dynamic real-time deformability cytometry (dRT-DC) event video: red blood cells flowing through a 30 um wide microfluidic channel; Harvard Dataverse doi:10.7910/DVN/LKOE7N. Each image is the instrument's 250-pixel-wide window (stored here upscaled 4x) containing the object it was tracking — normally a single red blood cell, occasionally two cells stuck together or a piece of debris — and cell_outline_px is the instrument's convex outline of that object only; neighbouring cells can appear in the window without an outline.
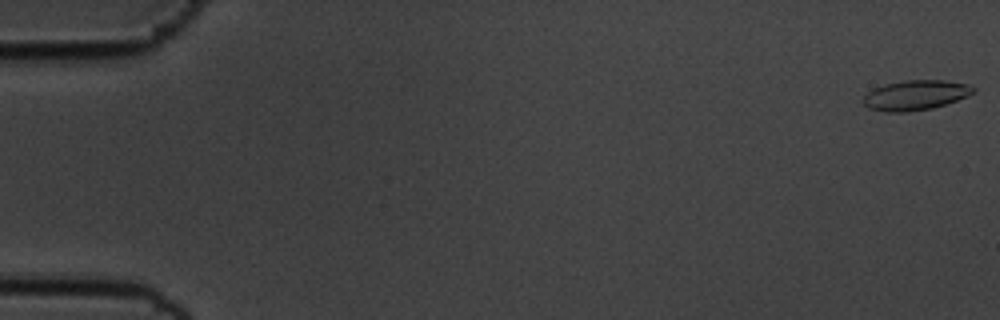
{"species": "common noctule bat (a hibernating species)", "species_latin": "Nyctalus noctula", "temperature_condition": "cold", "stored_images_in_passage": 57, "camera_frame_rate_fps": 3000, "um_per_image_px": 0.085, "animal": {"sex": "male", "body_mass_g": 19.5, "forearm_length_mm": 54.6}, "frame": {"image": 1, "passage_image": 1, "time_ms": 0.0, "image_size_px": [1000, 320], "cell_outline_px": [[976, 88], [972, 92], [956, 100], [932, 108], [904, 112], [884, 112], [868, 108], [864, 104], [864, 96], [868, 92], [884, 84], [908, 80], [944, 80], [968, 84]], "centroid_in_image_um": [77.78, 8.09], "position_along_channel_um": 7.2, "area_um2": 18.84}}
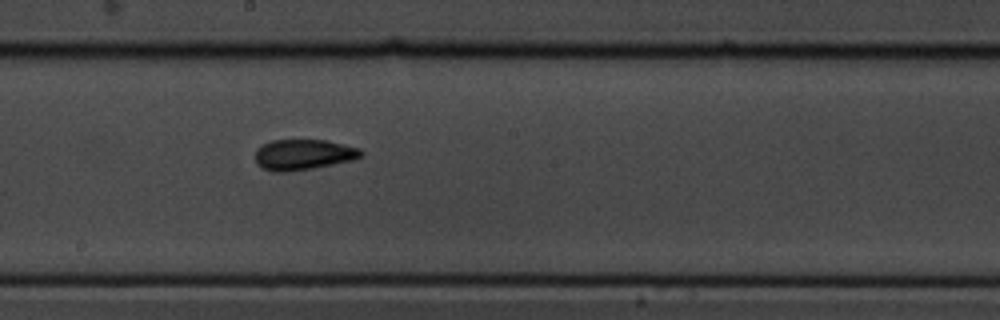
{"frame": {"image": 2, "passage_image": 32, "time_ms": 10.333, "image_size_px": [1000, 320], "cell_outline_px": [[364, 152], [360, 156], [352, 160], [312, 168], [288, 172], [272, 172], [260, 168], [256, 164], [256, 148], [260, 144], [272, 140], [324, 140], [360, 148]], "centroid_in_image_um": [25.72, 13.14], "position_along_channel_um": 222.5, "area_um2": 18.96}}
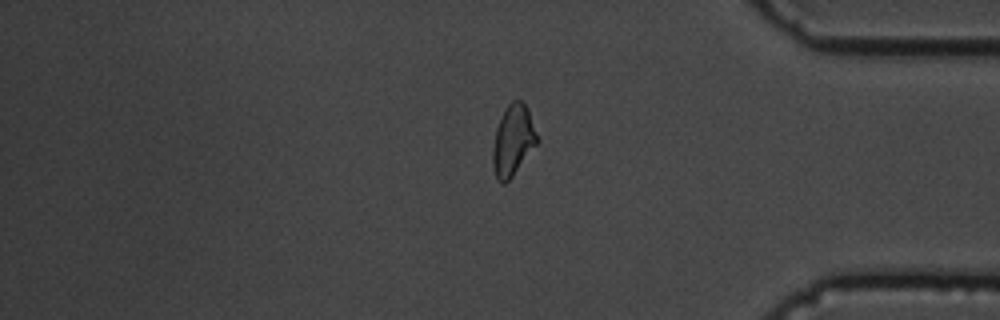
{"frame": {"image": 3, "passage_image": 48, "time_ms": 15.667, "image_size_px": [1000, 320], "cell_outline_px": [[536, 144], [512, 176], [504, 184], [500, 184], [496, 176], [492, 164], [492, 148], [496, 128], [500, 116], [504, 108], [512, 100], [520, 100], [528, 108], [536, 132]], "centroid_in_image_um": [43.56, 11.91], "position_along_channel_um": 391.6, "area_um2": 18.09}, "authors_computed_cell_mechanics": {"area_um2": 18.3804, "velocity_mm_per_s": 3.5497, "shape_relaxation_time_tau1_ms": 7.8979, "shape_relaxation_time_tau2_ms": 2.0322, "deformation_change_tau1": 0.1888, "deformation_change_tau2": 0.0899}}